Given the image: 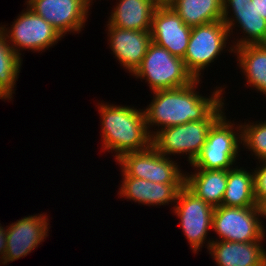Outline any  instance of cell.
Wrapping results in <instances>:
<instances>
[{"label":"cell","instance_id":"6da1fadb","mask_svg":"<svg viewBox=\"0 0 266 266\" xmlns=\"http://www.w3.org/2000/svg\"><path fill=\"white\" fill-rule=\"evenodd\" d=\"M201 79H195L187 86L157 90L153 100L144 110L147 129L153 137L166 127L204 120L223 100L225 88L216 87L209 97L200 95L196 88ZM158 126L151 131V127ZM160 127V128H159Z\"/></svg>","mask_w":266,"mask_h":266},{"label":"cell","instance_id":"7a4b0ae2","mask_svg":"<svg viewBox=\"0 0 266 266\" xmlns=\"http://www.w3.org/2000/svg\"><path fill=\"white\" fill-rule=\"evenodd\" d=\"M98 105L102 149L116 153V160L123 154L143 151L152 145L143 109L104 102Z\"/></svg>","mask_w":266,"mask_h":266},{"label":"cell","instance_id":"3957f363","mask_svg":"<svg viewBox=\"0 0 266 266\" xmlns=\"http://www.w3.org/2000/svg\"><path fill=\"white\" fill-rule=\"evenodd\" d=\"M223 100L204 120L166 127L152 137V146L162 155L184 154L191 163L206 143L209 129L225 113Z\"/></svg>","mask_w":266,"mask_h":266},{"label":"cell","instance_id":"277c9868","mask_svg":"<svg viewBox=\"0 0 266 266\" xmlns=\"http://www.w3.org/2000/svg\"><path fill=\"white\" fill-rule=\"evenodd\" d=\"M131 75L146 80L152 92L184 87L195 80L186 69L183 59L153 41L140 66Z\"/></svg>","mask_w":266,"mask_h":266},{"label":"cell","instance_id":"5b68a950","mask_svg":"<svg viewBox=\"0 0 266 266\" xmlns=\"http://www.w3.org/2000/svg\"><path fill=\"white\" fill-rule=\"evenodd\" d=\"M227 120L225 113L209 129L207 140L191 163L193 169L229 170L240 153L241 125ZM239 132V133H238ZM237 157V158H236Z\"/></svg>","mask_w":266,"mask_h":266},{"label":"cell","instance_id":"8992f818","mask_svg":"<svg viewBox=\"0 0 266 266\" xmlns=\"http://www.w3.org/2000/svg\"><path fill=\"white\" fill-rule=\"evenodd\" d=\"M229 37L223 20L192 27L183 60L195 79H201V72L221 55Z\"/></svg>","mask_w":266,"mask_h":266},{"label":"cell","instance_id":"52a82bcc","mask_svg":"<svg viewBox=\"0 0 266 266\" xmlns=\"http://www.w3.org/2000/svg\"><path fill=\"white\" fill-rule=\"evenodd\" d=\"M260 206L254 207H226L214 208L212 229L219 236L218 241L254 242L264 241L266 230Z\"/></svg>","mask_w":266,"mask_h":266},{"label":"cell","instance_id":"ba28073f","mask_svg":"<svg viewBox=\"0 0 266 266\" xmlns=\"http://www.w3.org/2000/svg\"><path fill=\"white\" fill-rule=\"evenodd\" d=\"M121 172L128 177L155 183L184 184L185 172L170 157L160 154L152 145L143 151L123 154L117 159Z\"/></svg>","mask_w":266,"mask_h":266},{"label":"cell","instance_id":"9c48e42d","mask_svg":"<svg viewBox=\"0 0 266 266\" xmlns=\"http://www.w3.org/2000/svg\"><path fill=\"white\" fill-rule=\"evenodd\" d=\"M0 30L19 57H21V50L43 52L63 38L50 23L28 7L12 22L10 29L1 25Z\"/></svg>","mask_w":266,"mask_h":266},{"label":"cell","instance_id":"30bf717a","mask_svg":"<svg viewBox=\"0 0 266 266\" xmlns=\"http://www.w3.org/2000/svg\"><path fill=\"white\" fill-rule=\"evenodd\" d=\"M173 211L180 219L191 250L197 254L207 241L208 231L212 230L214 208L184 185L179 190Z\"/></svg>","mask_w":266,"mask_h":266},{"label":"cell","instance_id":"8fae6325","mask_svg":"<svg viewBox=\"0 0 266 266\" xmlns=\"http://www.w3.org/2000/svg\"><path fill=\"white\" fill-rule=\"evenodd\" d=\"M222 3L223 22L229 34H233V28L237 23L239 30L244 34L242 38L235 40L232 47L228 46L230 53H233L234 48L244 45L266 44V20L258 13L256 0H222Z\"/></svg>","mask_w":266,"mask_h":266},{"label":"cell","instance_id":"7c38bea8","mask_svg":"<svg viewBox=\"0 0 266 266\" xmlns=\"http://www.w3.org/2000/svg\"><path fill=\"white\" fill-rule=\"evenodd\" d=\"M28 8L50 23L63 37L80 33L88 18L89 5L84 0H26Z\"/></svg>","mask_w":266,"mask_h":266},{"label":"cell","instance_id":"4fadbf2b","mask_svg":"<svg viewBox=\"0 0 266 266\" xmlns=\"http://www.w3.org/2000/svg\"><path fill=\"white\" fill-rule=\"evenodd\" d=\"M46 214L30 215L6 227V252L2 262L6 265L30 254L48 236L50 227Z\"/></svg>","mask_w":266,"mask_h":266},{"label":"cell","instance_id":"5bb4252c","mask_svg":"<svg viewBox=\"0 0 266 266\" xmlns=\"http://www.w3.org/2000/svg\"><path fill=\"white\" fill-rule=\"evenodd\" d=\"M192 27L187 26L167 5H158L152 16L151 38L172 55L184 58Z\"/></svg>","mask_w":266,"mask_h":266},{"label":"cell","instance_id":"9a60e30c","mask_svg":"<svg viewBox=\"0 0 266 266\" xmlns=\"http://www.w3.org/2000/svg\"><path fill=\"white\" fill-rule=\"evenodd\" d=\"M108 45L114 57L131 74L140 66L152 42L150 31L128 30L107 24Z\"/></svg>","mask_w":266,"mask_h":266},{"label":"cell","instance_id":"2e32d148","mask_svg":"<svg viewBox=\"0 0 266 266\" xmlns=\"http://www.w3.org/2000/svg\"><path fill=\"white\" fill-rule=\"evenodd\" d=\"M207 241L209 254L217 266H265L266 250L262 241L229 242Z\"/></svg>","mask_w":266,"mask_h":266},{"label":"cell","instance_id":"e0dca14e","mask_svg":"<svg viewBox=\"0 0 266 266\" xmlns=\"http://www.w3.org/2000/svg\"><path fill=\"white\" fill-rule=\"evenodd\" d=\"M121 187L118 195L143 205H169L176 202L179 190L184 184H163L153 181L128 177L122 172Z\"/></svg>","mask_w":266,"mask_h":266},{"label":"cell","instance_id":"ac0fdd59","mask_svg":"<svg viewBox=\"0 0 266 266\" xmlns=\"http://www.w3.org/2000/svg\"><path fill=\"white\" fill-rule=\"evenodd\" d=\"M107 23L128 30L151 31L155 0H118Z\"/></svg>","mask_w":266,"mask_h":266},{"label":"cell","instance_id":"d6986e66","mask_svg":"<svg viewBox=\"0 0 266 266\" xmlns=\"http://www.w3.org/2000/svg\"><path fill=\"white\" fill-rule=\"evenodd\" d=\"M185 172L184 185L198 198L213 208L221 206L225 194L228 170L196 169L192 174Z\"/></svg>","mask_w":266,"mask_h":266},{"label":"cell","instance_id":"ffe728a7","mask_svg":"<svg viewBox=\"0 0 266 266\" xmlns=\"http://www.w3.org/2000/svg\"><path fill=\"white\" fill-rule=\"evenodd\" d=\"M237 65L246 78V84L266 96V44H251L234 48Z\"/></svg>","mask_w":266,"mask_h":266},{"label":"cell","instance_id":"44dd1931","mask_svg":"<svg viewBox=\"0 0 266 266\" xmlns=\"http://www.w3.org/2000/svg\"><path fill=\"white\" fill-rule=\"evenodd\" d=\"M222 0H172L168 5L183 22L195 27L223 20Z\"/></svg>","mask_w":266,"mask_h":266},{"label":"cell","instance_id":"7402d4cb","mask_svg":"<svg viewBox=\"0 0 266 266\" xmlns=\"http://www.w3.org/2000/svg\"><path fill=\"white\" fill-rule=\"evenodd\" d=\"M235 167V168H234ZM228 170L227 186L222 200L226 207L257 206L254 195L253 170L235 166Z\"/></svg>","mask_w":266,"mask_h":266},{"label":"cell","instance_id":"603a6c76","mask_svg":"<svg viewBox=\"0 0 266 266\" xmlns=\"http://www.w3.org/2000/svg\"><path fill=\"white\" fill-rule=\"evenodd\" d=\"M23 59L13 50L5 34L0 30V90L9 98H13L16 81Z\"/></svg>","mask_w":266,"mask_h":266},{"label":"cell","instance_id":"cb8c5ba5","mask_svg":"<svg viewBox=\"0 0 266 266\" xmlns=\"http://www.w3.org/2000/svg\"><path fill=\"white\" fill-rule=\"evenodd\" d=\"M259 122V123H258ZM244 124V125H243ZM241 124L243 147L251 151L258 161L266 160V120Z\"/></svg>","mask_w":266,"mask_h":266},{"label":"cell","instance_id":"d4e9b609","mask_svg":"<svg viewBox=\"0 0 266 266\" xmlns=\"http://www.w3.org/2000/svg\"><path fill=\"white\" fill-rule=\"evenodd\" d=\"M259 164L253 171L254 195L258 206L266 201V160L259 161Z\"/></svg>","mask_w":266,"mask_h":266},{"label":"cell","instance_id":"484cf974","mask_svg":"<svg viewBox=\"0 0 266 266\" xmlns=\"http://www.w3.org/2000/svg\"><path fill=\"white\" fill-rule=\"evenodd\" d=\"M6 252V229L0 223V265L4 260Z\"/></svg>","mask_w":266,"mask_h":266},{"label":"cell","instance_id":"4316f807","mask_svg":"<svg viewBox=\"0 0 266 266\" xmlns=\"http://www.w3.org/2000/svg\"><path fill=\"white\" fill-rule=\"evenodd\" d=\"M256 9L260 16L266 20V0H256Z\"/></svg>","mask_w":266,"mask_h":266},{"label":"cell","instance_id":"83f0119b","mask_svg":"<svg viewBox=\"0 0 266 266\" xmlns=\"http://www.w3.org/2000/svg\"><path fill=\"white\" fill-rule=\"evenodd\" d=\"M261 215L266 218V201L260 205Z\"/></svg>","mask_w":266,"mask_h":266},{"label":"cell","instance_id":"f1b7e54d","mask_svg":"<svg viewBox=\"0 0 266 266\" xmlns=\"http://www.w3.org/2000/svg\"><path fill=\"white\" fill-rule=\"evenodd\" d=\"M159 5H167L169 4L172 0H155Z\"/></svg>","mask_w":266,"mask_h":266},{"label":"cell","instance_id":"f546056e","mask_svg":"<svg viewBox=\"0 0 266 266\" xmlns=\"http://www.w3.org/2000/svg\"><path fill=\"white\" fill-rule=\"evenodd\" d=\"M0 99L10 100L1 90H0Z\"/></svg>","mask_w":266,"mask_h":266},{"label":"cell","instance_id":"4dcf8cb0","mask_svg":"<svg viewBox=\"0 0 266 266\" xmlns=\"http://www.w3.org/2000/svg\"><path fill=\"white\" fill-rule=\"evenodd\" d=\"M89 6L92 5L91 3H93V0H84Z\"/></svg>","mask_w":266,"mask_h":266}]
</instances>
